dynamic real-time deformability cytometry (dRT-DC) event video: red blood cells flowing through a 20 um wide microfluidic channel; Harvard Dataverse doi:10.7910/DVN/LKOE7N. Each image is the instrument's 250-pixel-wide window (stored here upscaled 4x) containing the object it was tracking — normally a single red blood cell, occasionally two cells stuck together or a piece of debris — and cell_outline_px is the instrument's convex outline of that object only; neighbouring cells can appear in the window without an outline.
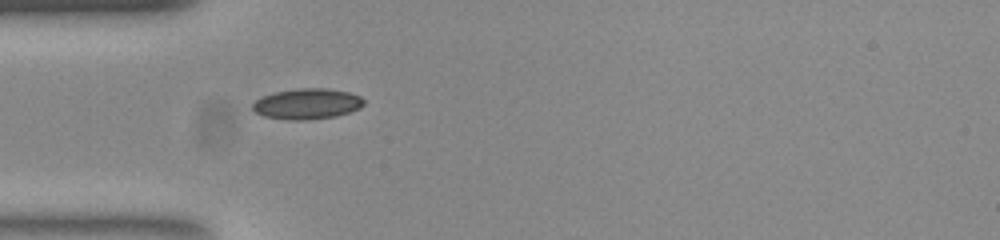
{"species": "common noctule bat (a hibernating species)", "species_latin": "Nyctalus noctula", "temperature_condition": "room temperature", "stored_images_in_passage": 31, "camera_frame_rate_fps": 3000, "um_per_image_px": 0.085, "animal": {"sex": "female", "body_mass_g": 23.0, "forearm_length_mm": 53.4}, "frame": {"image": 1, "passage_image": 1, "time_ms": 0.0, "image_size_px": [1000, 240], "cell_outline_px": [[364, 104], [360, 108], [336, 116], [304, 120], [292, 120], [264, 116], [256, 112], [252, 108], [252, 104], [260, 96], [276, 92], [300, 88], [328, 88], [348, 92], [360, 96], [364, 100]], "centroid_in_image_um": [26.1, 8.82], "position_along_channel_um": 58.9, "area_um2": 19.77}}
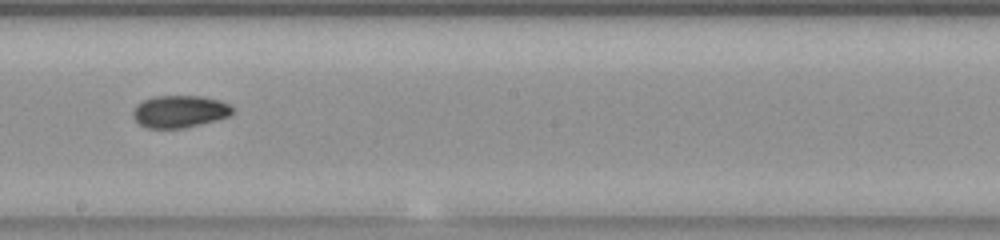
{"frame": {"image": 2, "passage_image": 15, "time_ms": 4.667, "image_size_px": [1000, 240], "cell_outline_px": [[232, 112], [228, 116], [216, 120], [184, 128], [148, 128], [140, 124], [132, 116], [132, 112], [136, 104], [152, 96], [204, 96], [220, 100], [232, 104]], "centroid_in_image_um": [15.27, 9.46], "position_along_channel_um": 232.9, "area_um2": 18.79}}
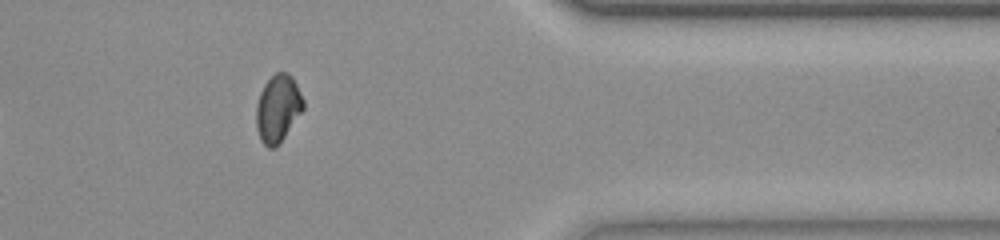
{"frame": {"image": 3, "passage_image": 29, "time_ms": 9.333, "image_size_px": [1000, 240], "cell_outline_px": [[304, 108], [276, 148], [268, 148], [260, 140], [256, 128], [256, 104], [260, 92], [264, 84], [276, 72], [288, 72], [292, 76], [304, 100]], "centroid_in_image_um": [23.6, 9.22], "position_along_channel_um": 387.8, "area_um2": 18.5}, "authors_computed_cell_mechanics": {"area_um2": 18.6694, "velocity_mm_per_s": 3.776, "shape_relaxation_time_tau1_ms": null, "shape_relaxation_time_tau2_ms": 4.17, "deformation_change_tau1": null, "deformation_change_tau2": 0.0614}}